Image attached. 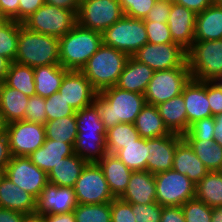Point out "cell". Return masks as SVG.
<instances>
[{
	"mask_svg": "<svg viewBox=\"0 0 222 222\" xmlns=\"http://www.w3.org/2000/svg\"><path fill=\"white\" fill-rule=\"evenodd\" d=\"M93 104L98 109L104 128L108 130L119 123L134 124L146 100L144 94L112 86L97 93Z\"/></svg>",
	"mask_w": 222,
	"mask_h": 222,
	"instance_id": "6da1fadb",
	"label": "cell"
},
{
	"mask_svg": "<svg viewBox=\"0 0 222 222\" xmlns=\"http://www.w3.org/2000/svg\"><path fill=\"white\" fill-rule=\"evenodd\" d=\"M102 45V34L78 23L59 38L60 65L67 70L81 71Z\"/></svg>",
	"mask_w": 222,
	"mask_h": 222,
	"instance_id": "7a4b0ae2",
	"label": "cell"
},
{
	"mask_svg": "<svg viewBox=\"0 0 222 222\" xmlns=\"http://www.w3.org/2000/svg\"><path fill=\"white\" fill-rule=\"evenodd\" d=\"M14 62L32 68L60 64L59 38L30 31L19 22L18 47Z\"/></svg>",
	"mask_w": 222,
	"mask_h": 222,
	"instance_id": "3957f363",
	"label": "cell"
},
{
	"mask_svg": "<svg viewBox=\"0 0 222 222\" xmlns=\"http://www.w3.org/2000/svg\"><path fill=\"white\" fill-rule=\"evenodd\" d=\"M129 57L122 51L102 44L81 72L99 93L105 88L116 86Z\"/></svg>",
	"mask_w": 222,
	"mask_h": 222,
	"instance_id": "277c9868",
	"label": "cell"
},
{
	"mask_svg": "<svg viewBox=\"0 0 222 222\" xmlns=\"http://www.w3.org/2000/svg\"><path fill=\"white\" fill-rule=\"evenodd\" d=\"M191 78L198 81H216L222 77V39L194 41L187 51Z\"/></svg>",
	"mask_w": 222,
	"mask_h": 222,
	"instance_id": "5b68a950",
	"label": "cell"
},
{
	"mask_svg": "<svg viewBox=\"0 0 222 222\" xmlns=\"http://www.w3.org/2000/svg\"><path fill=\"white\" fill-rule=\"evenodd\" d=\"M102 44L133 56L148 43L144 20L124 15L102 33Z\"/></svg>",
	"mask_w": 222,
	"mask_h": 222,
	"instance_id": "8992f818",
	"label": "cell"
},
{
	"mask_svg": "<svg viewBox=\"0 0 222 222\" xmlns=\"http://www.w3.org/2000/svg\"><path fill=\"white\" fill-rule=\"evenodd\" d=\"M78 11L43 4L22 22L30 31L61 38L77 24Z\"/></svg>",
	"mask_w": 222,
	"mask_h": 222,
	"instance_id": "52a82bcc",
	"label": "cell"
},
{
	"mask_svg": "<svg viewBox=\"0 0 222 222\" xmlns=\"http://www.w3.org/2000/svg\"><path fill=\"white\" fill-rule=\"evenodd\" d=\"M191 79L189 67H176L154 71L146 91V104L158 105L182 94L184 86Z\"/></svg>",
	"mask_w": 222,
	"mask_h": 222,
	"instance_id": "ba28073f",
	"label": "cell"
},
{
	"mask_svg": "<svg viewBox=\"0 0 222 222\" xmlns=\"http://www.w3.org/2000/svg\"><path fill=\"white\" fill-rule=\"evenodd\" d=\"M156 202L161 206H182L195 198V184L188 176L173 169L154 175Z\"/></svg>",
	"mask_w": 222,
	"mask_h": 222,
	"instance_id": "9c48e42d",
	"label": "cell"
},
{
	"mask_svg": "<svg viewBox=\"0 0 222 222\" xmlns=\"http://www.w3.org/2000/svg\"><path fill=\"white\" fill-rule=\"evenodd\" d=\"M123 16L119 0H81L77 23L102 33Z\"/></svg>",
	"mask_w": 222,
	"mask_h": 222,
	"instance_id": "30bf717a",
	"label": "cell"
},
{
	"mask_svg": "<svg viewBox=\"0 0 222 222\" xmlns=\"http://www.w3.org/2000/svg\"><path fill=\"white\" fill-rule=\"evenodd\" d=\"M74 190L78 204H101L114 199L98 163L86 164Z\"/></svg>",
	"mask_w": 222,
	"mask_h": 222,
	"instance_id": "8fae6325",
	"label": "cell"
},
{
	"mask_svg": "<svg viewBox=\"0 0 222 222\" xmlns=\"http://www.w3.org/2000/svg\"><path fill=\"white\" fill-rule=\"evenodd\" d=\"M132 57L138 62L148 65L154 71L189 67L187 51L176 43H146Z\"/></svg>",
	"mask_w": 222,
	"mask_h": 222,
	"instance_id": "7c38bea8",
	"label": "cell"
},
{
	"mask_svg": "<svg viewBox=\"0 0 222 222\" xmlns=\"http://www.w3.org/2000/svg\"><path fill=\"white\" fill-rule=\"evenodd\" d=\"M6 134L12 156L28 157L46 140L45 125L25 120L7 124Z\"/></svg>",
	"mask_w": 222,
	"mask_h": 222,
	"instance_id": "4fadbf2b",
	"label": "cell"
},
{
	"mask_svg": "<svg viewBox=\"0 0 222 222\" xmlns=\"http://www.w3.org/2000/svg\"><path fill=\"white\" fill-rule=\"evenodd\" d=\"M5 176L35 198L48 183L47 173L26 156H12L5 168Z\"/></svg>",
	"mask_w": 222,
	"mask_h": 222,
	"instance_id": "5bb4252c",
	"label": "cell"
},
{
	"mask_svg": "<svg viewBox=\"0 0 222 222\" xmlns=\"http://www.w3.org/2000/svg\"><path fill=\"white\" fill-rule=\"evenodd\" d=\"M77 205L74 188L48 182L36 198L35 213L42 215L69 213Z\"/></svg>",
	"mask_w": 222,
	"mask_h": 222,
	"instance_id": "9a60e30c",
	"label": "cell"
},
{
	"mask_svg": "<svg viewBox=\"0 0 222 222\" xmlns=\"http://www.w3.org/2000/svg\"><path fill=\"white\" fill-rule=\"evenodd\" d=\"M59 92L75 111L92 105L98 93L84 74L76 70H69L64 75Z\"/></svg>",
	"mask_w": 222,
	"mask_h": 222,
	"instance_id": "2e32d148",
	"label": "cell"
},
{
	"mask_svg": "<svg viewBox=\"0 0 222 222\" xmlns=\"http://www.w3.org/2000/svg\"><path fill=\"white\" fill-rule=\"evenodd\" d=\"M182 139L183 136L176 133L148 139L146 171L155 175L172 169L176 146Z\"/></svg>",
	"mask_w": 222,
	"mask_h": 222,
	"instance_id": "e0dca14e",
	"label": "cell"
},
{
	"mask_svg": "<svg viewBox=\"0 0 222 222\" xmlns=\"http://www.w3.org/2000/svg\"><path fill=\"white\" fill-rule=\"evenodd\" d=\"M196 15L192 10L172 3L167 24L173 43L178 44L186 51L190 49L194 42Z\"/></svg>",
	"mask_w": 222,
	"mask_h": 222,
	"instance_id": "ac0fdd59",
	"label": "cell"
},
{
	"mask_svg": "<svg viewBox=\"0 0 222 222\" xmlns=\"http://www.w3.org/2000/svg\"><path fill=\"white\" fill-rule=\"evenodd\" d=\"M182 95L187 113L188 130L190 125L197 120L213 116L207 97V81L191 78L184 86Z\"/></svg>",
	"mask_w": 222,
	"mask_h": 222,
	"instance_id": "d6986e66",
	"label": "cell"
},
{
	"mask_svg": "<svg viewBox=\"0 0 222 222\" xmlns=\"http://www.w3.org/2000/svg\"><path fill=\"white\" fill-rule=\"evenodd\" d=\"M120 199L130 204L147 205L156 202L154 175L146 170L133 171L127 189Z\"/></svg>",
	"mask_w": 222,
	"mask_h": 222,
	"instance_id": "ffe728a7",
	"label": "cell"
},
{
	"mask_svg": "<svg viewBox=\"0 0 222 222\" xmlns=\"http://www.w3.org/2000/svg\"><path fill=\"white\" fill-rule=\"evenodd\" d=\"M172 169L188 176L195 185L209 172L184 138L176 146Z\"/></svg>",
	"mask_w": 222,
	"mask_h": 222,
	"instance_id": "44dd1931",
	"label": "cell"
},
{
	"mask_svg": "<svg viewBox=\"0 0 222 222\" xmlns=\"http://www.w3.org/2000/svg\"><path fill=\"white\" fill-rule=\"evenodd\" d=\"M109 190L114 198H120L127 189L132 170L115 154L107 153L99 162Z\"/></svg>",
	"mask_w": 222,
	"mask_h": 222,
	"instance_id": "7402d4cb",
	"label": "cell"
},
{
	"mask_svg": "<svg viewBox=\"0 0 222 222\" xmlns=\"http://www.w3.org/2000/svg\"><path fill=\"white\" fill-rule=\"evenodd\" d=\"M75 154L74 145L56 140L46 139L44 144L28 157L45 173L61 162V159Z\"/></svg>",
	"mask_w": 222,
	"mask_h": 222,
	"instance_id": "603a6c76",
	"label": "cell"
},
{
	"mask_svg": "<svg viewBox=\"0 0 222 222\" xmlns=\"http://www.w3.org/2000/svg\"><path fill=\"white\" fill-rule=\"evenodd\" d=\"M153 73L154 70L148 65L140 63L130 56L119 76L116 87L122 90L144 94L152 79Z\"/></svg>",
	"mask_w": 222,
	"mask_h": 222,
	"instance_id": "cb8c5ba5",
	"label": "cell"
},
{
	"mask_svg": "<svg viewBox=\"0 0 222 222\" xmlns=\"http://www.w3.org/2000/svg\"><path fill=\"white\" fill-rule=\"evenodd\" d=\"M0 207L24 214L34 213L36 198L5 176L0 184Z\"/></svg>",
	"mask_w": 222,
	"mask_h": 222,
	"instance_id": "d4e9b609",
	"label": "cell"
},
{
	"mask_svg": "<svg viewBox=\"0 0 222 222\" xmlns=\"http://www.w3.org/2000/svg\"><path fill=\"white\" fill-rule=\"evenodd\" d=\"M222 39V7L213 3L196 15L194 41Z\"/></svg>",
	"mask_w": 222,
	"mask_h": 222,
	"instance_id": "484cf974",
	"label": "cell"
},
{
	"mask_svg": "<svg viewBox=\"0 0 222 222\" xmlns=\"http://www.w3.org/2000/svg\"><path fill=\"white\" fill-rule=\"evenodd\" d=\"M29 97L19 90L0 84V113L6 124L25 119Z\"/></svg>",
	"mask_w": 222,
	"mask_h": 222,
	"instance_id": "4316f807",
	"label": "cell"
},
{
	"mask_svg": "<svg viewBox=\"0 0 222 222\" xmlns=\"http://www.w3.org/2000/svg\"><path fill=\"white\" fill-rule=\"evenodd\" d=\"M87 162L76 153L61 159L47 174L48 182L62 187L74 188Z\"/></svg>",
	"mask_w": 222,
	"mask_h": 222,
	"instance_id": "83f0119b",
	"label": "cell"
},
{
	"mask_svg": "<svg viewBox=\"0 0 222 222\" xmlns=\"http://www.w3.org/2000/svg\"><path fill=\"white\" fill-rule=\"evenodd\" d=\"M156 106L165 125L172 133L183 136L188 131L187 113L182 94Z\"/></svg>",
	"mask_w": 222,
	"mask_h": 222,
	"instance_id": "f1b7e54d",
	"label": "cell"
},
{
	"mask_svg": "<svg viewBox=\"0 0 222 222\" xmlns=\"http://www.w3.org/2000/svg\"><path fill=\"white\" fill-rule=\"evenodd\" d=\"M68 71L60 64L35 67L34 82L36 95L47 98L58 92L64 75Z\"/></svg>",
	"mask_w": 222,
	"mask_h": 222,
	"instance_id": "f546056e",
	"label": "cell"
},
{
	"mask_svg": "<svg viewBox=\"0 0 222 222\" xmlns=\"http://www.w3.org/2000/svg\"><path fill=\"white\" fill-rule=\"evenodd\" d=\"M134 126L140 137L145 139L172 134L155 105L146 104L137 115Z\"/></svg>",
	"mask_w": 222,
	"mask_h": 222,
	"instance_id": "4dcf8cb0",
	"label": "cell"
},
{
	"mask_svg": "<svg viewBox=\"0 0 222 222\" xmlns=\"http://www.w3.org/2000/svg\"><path fill=\"white\" fill-rule=\"evenodd\" d=\"M74 152L87 163H98L106 154V134L77 133Z\"/></svg>",
	"mask_w": 222,
	"mask_h": 222,
	"instance_id": "1f68e13d",
	"label": "cell"
},
{
	"mask_svg": "<svg viewBox=\"0 0 222 222\" xmlns=\"http://www.w3.org/2000/svg\"><path fill=\"white\" fill-rule=\"evenodd\" d=\"M195 198L212 208L222 206V171H209L196 184Z\"/></svg>",
	"mask_w": 222,
	"mask_h": 222,
	"instance_id": "d6a6232c",
	"label": "cell"
},
{
	"mask_svg": "<svg viewBox=\"0 0 222 222\" xmlns=\"http://www.w3.org/2000/svg\"><path fill=\"white\" fill-rule=\"evenodd\" d=\"M209 171H222V147L215 141L185 139Z\"/></svg>",
	"mask_w": 222,
	"mask_h": 222,
	"instance_id": "836d02e7",
	"label": "cell"
},
{
	"mask_svg": "<svg viewBox=\"0 0 222 222\" xmlns=\"http://www.w3.org/2000/svg\"><path fill=\"white\" fill-rule=\"evenodd\" d=\"M4 83L16 90L21 91L28 97L36 95L34 82V68L11 62Z\"/></svg>",
	"mask_w": 222,
	"mask_h": 222,
	"instance_id": "e575fe53",
	"label": "cell"
},
{
	"mask_svg": "<svg viewBox=\"0 0 222 222\" xmlns=\"http://www.w3.org/2000/svg\"><path fill=\"white\" fill-rule=\"evenodd\" d=\"M115 155L132 171L146 170L149 156L148 139L140 137L117 151Z\"/></svg>",
	"mask_w": 222,
	"mask_h": 222,
	"instance_id": "d590c367",
	"label": "cell"
},
{
	"mask_svg": "<svg viewBox=\"0 0 222 222\" xmlns=\"http://www.w3.org/2000/svg\"><path fill=\"white\" fill-rule=\"evenodd\" d=\"M140 138L134 124L119 123L106 130V151L109 154H115L117 151L126 147L130 143Z\"/></svg>",
	"mask_w": 222,
	"mask_h": 222,
	"instance_id": "8d00e7d4",
	"label": "cell"
},
{
	"mask_svg": "<svg viewBox=\"0 0 222 222\" xmlns=\"http://www.w3.org/2000/svg\"><path fill=\"white\" fill-rule=\"evenodd\" d=\"M46 139L75 145L77 137L76 116H66L45 123Z\"/></svg>",
	"mask_w": 222,
	"mask_h": 222,
	"instance_id": "74e56055",
	"label": "cell"
},
{
	"mask_svg": "<svg viewBox=\"0 0 222 222\" xmlns=\"http://www.w3.org/2000/svg\"><path fill=\"white\" fill-rule=\"evenodd\" d=\"M78 133L106 134L98 109L94 104L75 112Z\"/></svg>",
	"mask_w": 222,
	"mask_h": 222,
	"instance_id": "f35d334b",
	"label": "cell"
},
{
	"mask_svg": "<svg viewBox=\"0 0 222 222\" xmlns=\"http://www.w3.org/2000/svg\"><path fill=\"white\" fill-rule=\"evenodd\" d=\"M73 213L75 222H111V202L78 204Z\"/></svg>",
	"mask_w": 222,
	"mask_h": 222,
	"instance_id": "ab89813d",
	"label": "cell"
},
{
	"mask_svg": "<svg viewBox=\"0 0 222 222\" xmlns=\"http://www.w3.org/2000/svg\"><path fill=\"white\" fill-rule=\"evenodd\" d=\"M19 36V22L8 20L0 25V55L15 61Z\"/></svg>",
	"mask_w": 222,
	"mask_h": 222,
	"instance_id": "60d3db41",
	"label": "cell"
},
{
	"mask_svg": "<svg viewBox=\"0 0 222 222\" xmlns=\"http://www.w3.org/2000/svg\"><path fill=\"white\" fill-rule=\"evenodd\" d=\"M45 107L47 121L66 116H76V111L67 103L63 96H61L59 91L53 93L50 97L45 98Z\"/></svg>",
	"mask_w": 222,
	"mask_h": 222,
	"instance_id": "b9f144b4",
	"label": "cell"
},
{
	"mask_svg": "<svg viewBox=\"0 0 222 222\" xmlns=\"http://www.w3.org/2000/svg\"><path fill=\"white\" fill-rule=\"evenodd\" d=\"M185 222H211L212 207L196 198L188 200L182 206Z\"/></svg>",
	"mask_w": 222,
	"mask_h": 222,
	"instance_id": "7bdbcfd3",
	"label": "cell"
},
{
	"mask_svg": "<svg viewBox=\"0 0 222 222\" xmlns=\"http://www.w3.org/2000/svg\"><path fill=\"white\" fill-rule=\"evenodd\" d=\"M214 117H207L197 120L190 125L189 130L183 135L184 139L210 140L215 139Z\"/></svg>",
	"mask_w": 222,
	"mask_h": 222,
	"instance_id": "ee69618b",
	"label": "cell"
},
{
	"mask_svg": "<svg viewBox=\"0 0 222 222\" xmlns=\"http://www.w3.org/2000/svg\"><path fill=\"white\" fill-rule=\"evenodd\" d=\"M124 15L144 20L156 0H119Z\"/></svg>",
	"mask_w": 222,
	"mask_h": 222,
	"instance_id": "f6af8a7d",
	"label": "cell"
},
{
	"mask_svg": "<svg viewBox=\"0 0 222 222\" xmlns=\"http://www.w3.org/2000/svg\"><path fill=\"white\" fill-rule=\"evenodd\" d=\"M45 110V98L39 95H33L29 97L24 120L45 125L47 122V113Z\"/></svg>",
	"mask_w": 222,
	"mask_h": 222,
	"instance_id": "bcb514c9",
	"label": "cell"
},
{
	"mask_svg": "<svg viewBox=\"0 0 222 222\" xmlns=\"http://www.w3.org/2000/svg\"><path fill=\"white\" fill-rule=\"evenodd\" d=\"M132 212L136 222H160L162 206L157 202L144 204H132Z\"/></svg>",
	"mask_w": 222,
	"mask_h": 222,
	"instance_id": "7dc6e473",
	"label": "cell"
},
{
	"mask_svg": "<svg viewBox=\"0 0 222 222\" xmlns=\"http://www.w3.org/2000/svg\"><path fill=\"white\" fill-rule=\"evenodd\" d=\"M144 23L148 35V43H173V39L167 23H156L152 21H144Z\"/></svg>",
	"mask_w": 222,
	"mask_h": 222,
	"instance_id": "c3c4849f",
	"label": "cell"
},
{
	"mask_svg": "<svg viewBox=\"0 0 222 222\" xmlns=\"http://www.w3.org/2000/svg\"><path fill=\"white\" fill-rule=\"evenodd\" d=\"M111 222H136L132 204L120 198H114L111 201Z\"/></svg>",
	"mask_w": 222,
	"mask_h": 222,
	"instance_id": "681fc988",
	"label": "cell"
},
{
	"mask_svg": "<svg viewBox=\"0 0 222 222\" xmlns=\"http://www.w3.org/2000/svg\"><path fill=\"white\" fill-rule=\"evenodd\" d=\"M207 97L212 115L222 113V87L216 81H207Z\"/></svg>",
	"mask_w": 222,
	"mask_h": 222,
	"instance_id": "f907efd6",
	"label": "cell"
},
{
	"mask_svg": "<svg viewBox=\"0 0 222 222\" xmlns=\"http://www.w3.org/2000/svg\"><path fill=\"white\" fill-rule=\"evenodd\" d=\"M171 8L172 3L156 2L144 21L167 23Z\"/></svg>",
	"mask_w": 222,
	"mask_h": 222,
	"instance_id": "816d5d0a",
	"label": "cell"
},
{
	"mask_svg": "<svg viewBox=\"0 0 222 222\" xmlns=\"http://www.w3.org/2000/svg\"><path fill=\"white\" fill-rule=\"evenodd\" d=\"M43 4L44 0H19V22L22 23Z\"/></svg>",
	"mask_w": 222,
	"mask_h": 222,
	"instance_id": "f5cc1de1",
	"label": "cell"
},
{
	"mask_svg": "<svg viewBox=\"0 0 222 222\" xmlns=\"http://www.w3.org/2000/svg\"><path fill=\"white\" fill-rule=\"evenodd\" d=\"M160 222H185L181 206H162Z\"/></svg>",
	"mask_w": 222,
	"mask_h": 222,
	"instance_id": "db71d44e",
	"label": "cell"
},
{
	"mask_svg": "<svg viewBox=\"0 0 222 222\" xmlns=\"http://www.w3.org/2000/svg\"><path fill=\"white\" fill-rule=\"evenodd\" d=\"M0 8L8 20L19 22V0H0Z\"/></svg>",
	"mask_w": 222,
	"mask_h": 222,
	"instance_id": "11a10c76",
	"label": "cell"
},
{
	"mask_svg": "<svg viewBox=\"0 0 222 222\" xmlns=\"http://www.w3.org/2000/svg\"><path fill=\"white\" fill-rule=\"evenodd\" d=\"M174 3L192 10L196 14L204 11L214 3V0H174Z\"/></svg>",
	"mask_w": 222,
	"mask_h": 222,
	"instance_id": "9f6ffc18",
	"label": "cell"
},
{
	"mask_svg": "<svg viewBox=\"0 0 222 222\" xmlns=\"http://www.w3.org/2000/svg\"><path fill=\"white\" fill-rule=\"evenodd\" d=\"M12 154L9 148L7 134L0 135V169H5L10 162Z\"/></svg>",
	"mask_w": 222,
	"mask_h": 222,
	"instance_id": "6f0895ef",
	"label": "cell"
},
{
	"mask_svg": "<svg viewBox=\"0 0 222 222\" xmlns=\"http://www.w3.org/2000/svg\"><path fill=\"white\" fill-rule=\"evenodd\" d=\"M24 213L0 207V222H23Z\"/></svg>",
	"mask_w": 222,
	"mask_h": 222,
	"instance_id": "680465c9",
	"label": "cell"
},
{
	"mask_svg": "<svg viewBox=\"0 0 222 222\" xmlns=\"http://www.w3.org/2000/svg\"><path fill=\"white\" fill-rule=\"evenodd\" d=\"M45 4L64 8L70 11H78L81 0H44Z\"/></svg>",
	"mask_w": 222,
	"mask_h": 222,
	"instance_id": "91938a15",
	"label": "cell"
},
{
	"mask_svg": "<svg viewBox=\"0 0 222 222\" xmlns=\"http://www.w3.org/2000/svg\"><path fill=\"white\" fill-rule=\"evenodd\" d=\"M45 218L47 222H75L73 211L63 214H47Z\"/></svg>",
	"mask_w": 222,
	"mask_h": 222,
	"instance_id": "94428289",
	"label": "cell"
},
{
	"mask_svg": "<svg viewBox=\"0 0 222 222\" xmlns=\"http://www.w3.org/2000/svg\"><path fill=\"white\" fill-rule=\"evenodd\" d=\"M214 117L215 126V141L222 147V113L216 114Z\"/></svg>",
	"mask_w": 222,
	"mask_h": 222,
	"instance_id": "6125c7cd",
	"label": "cell"
},
{
	"mask_svg": "<svg viewBox=\"0 0 222 222\" xmlns=\"http://www.w3.org/2000/svg\"><path fill=\"white\" fill-rule=\"evenodd\" d=\"M10 64L11 61L8 58L0 55V84L5 81L6 74L9 71Z\"/></svg>",
	"mask_w": 222,
	"mask_h": 222,
	"instance_id": "be15d7a7",
	"label": "cell"
},
{
	"mask_svg": "<svg viewBox=\"0 0 222 222\" xmlns=\"http://www.w3.org/2000/svg\"><path fill=\"white\" fill-rule=\"evenodd\" d=\"M23 222H47L45 215L37 213L25 214Z\"/></svg>",
	"mask_w": 222,
	"mask_h": 222,
	"instance_id": "e7e4bbea",
	"label": "cell"
},
{
	"mask_svg": "<svg viewBox=\"0 0 222 222\" xmlns=\"http://www.w3.org/2000/svg\"><path fill=\"white\" fill-rule=\"evenodd\" d=\"M211 222H222V206L212 208Z\"/></svg>",
	"mask_w": 222,
	"mask_h": 222,
	"instance_id": "03108f58",
	"label": "cell"
},
{
	"mask_svg": "<svg viewBox=\"0 0 222 222\" xmlns=\"http://www.w3.org/2000/svg\"><path fill=\"white\" fill-rule=\"evenodd\" d=\"M6 123L4 121V118L2 114L0 113V135L6 133Z\"/></svg>",
	"mask_w": 222,
	"mask_h": 222,
	"instance_id": "003e7915",
	"label": "cell"
},
{
	"mask_svg": "<svg viewBox=\"0 0 222 222\" xmlns=\"http://www.w3.org/2000/svg\"><path fill=\"white\" fill-rule=\"evenodd\" d=\"M7 21H8L7 17L4 15V13L2 12V10L0 8V25H3Z\"/></svg>",
	"mask_w": 222,
	"mask_h": 222,
	"instance_id": "a7ac6f4b",
	"label": "cell"
},
{
	"mask_svg": "<svg viewBox=\"0 0 222 222\" xmlns=\"http://www.w3.org/2000/svg\"><path fill=\"white\" fill-rule=\"evenodd\" d=\"M5 177V169H0V184L2 182V179Z\"/></svg>",
	"mask_w": 222,
	"mask_h": 222,
	"instance_id": "89a4df30",
	"label": "cell"
},
{
	"mask_svg": "<svg viewBox=\"0 0 222 222\" xmlns=\"http://www.w3.org/2000/svg\"><path fill=\"white\" fill-rule=\"evenodd\" d=\"M156 2L174 3V0H156Z\"/></svg>",
	"mask_w": 222,
	"mask_h": 222,
	"instance_id": "2644e50d",
	"label": "cell"
},
{
	"mask_svg": "<svg viewBox=\"0 0 222 222\" xmlns=\"http://www.w3.org/2000/svg\"><path fill=\"white\" fill-rule=\"evenodd\" d=\"M214 3L220 7H222V0H214Z\"/></svg>",
	"mask_w": 222,
	"mask_h": 222,
	"instance_id": "8c879c8a",
	"label": "cell"
},
{
	"mask_svg": "<svg viewBox=\"0 0 222 222\" xmlns=\"http://www.w3.org/2000/svg\"><path fill=\"white\" fill-rule=\"evenodd\" d=\"M216 82L222 87V77L216 80Z\"/></svg>",
	"mask_w": 222,
	"mask_h": 222,
	"instance_id": "753ad0ef",
	"label": "cell"
}]
</instances>
